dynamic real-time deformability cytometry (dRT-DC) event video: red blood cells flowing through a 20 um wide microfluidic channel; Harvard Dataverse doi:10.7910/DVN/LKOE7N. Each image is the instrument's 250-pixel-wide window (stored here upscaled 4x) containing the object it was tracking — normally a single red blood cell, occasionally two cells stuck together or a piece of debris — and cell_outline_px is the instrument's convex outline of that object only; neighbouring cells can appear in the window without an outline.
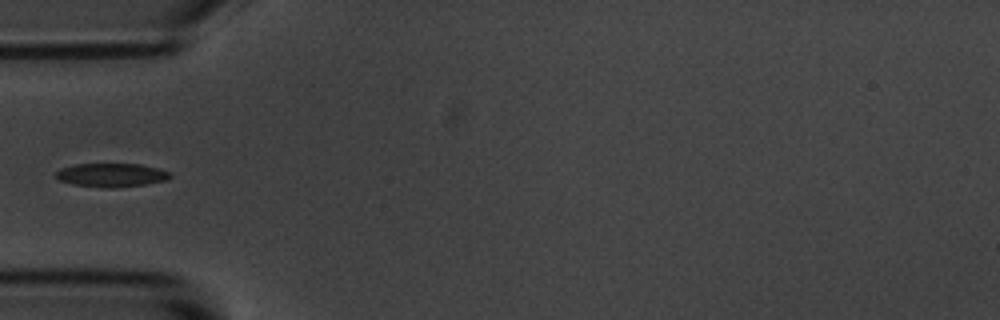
{"species": "common noctule bat (a hibernating species)", "species_latin": "Nyctalus noctula", "temperature_condition": "room temperature", "stored_images_in_passage": 3, "camera_frame_rate_fps": 3000, "um_per_image_px": 0.085, "animal": {"sex": "male", "body_mass_g": 20.1, "forearm_length_mm": 53.5}, "frame": {"image": 1, "passage_image": 2, "time_ms": 1.333, "image_size_px": [1000, 320], "cell_outline_px": [[172, 176], [168, 180], [144, 184], [112, 188], [72, 184], [60, 180], [56, 176], [56, 172], [60, 168], [76, 164], [140, 164], [160, 168], [168, 172]], "centroid_in_image_um": [9.49, 14.87], "position_along_channel_um": 75.5, "area_um2": 15.61}}